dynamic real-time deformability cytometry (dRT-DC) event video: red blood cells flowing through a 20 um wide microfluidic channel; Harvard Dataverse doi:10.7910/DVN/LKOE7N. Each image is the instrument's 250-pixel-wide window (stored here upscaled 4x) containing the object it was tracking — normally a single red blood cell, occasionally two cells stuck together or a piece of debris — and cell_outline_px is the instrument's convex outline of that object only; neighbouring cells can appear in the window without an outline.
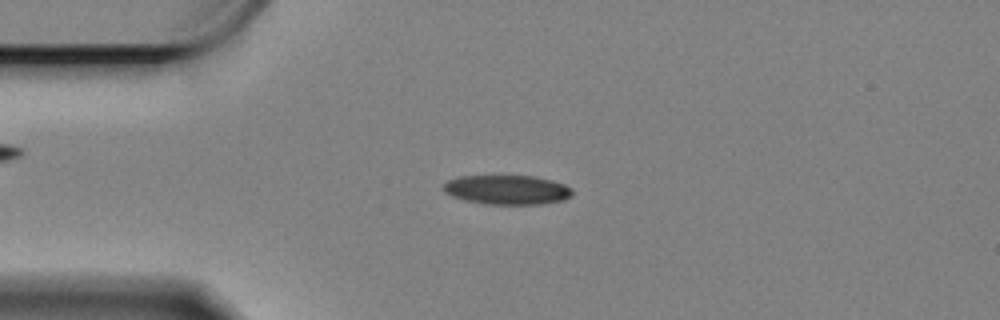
{"species": "Egyptian fruit bat (a non-hibernating species)", "species_latin": "Rousettus aegyptiacus", "temperature_condition": "cold", "stored_images_in_passage": 59, "camera_frame_rate_fps": 3000, "um_per_image_px": 0.085, "animal": {"sex": "female"}, "frame": {"image": 1, "passage_image": 13, "time_ms": 4.0, "image_size_px": [1000, 320], "cell_outline_px": [[572, 192], [564, 200], [540, 204], [484, 204], [452, 196], [444, 192], [444, 184], [448, 180], [460, 176], [532, 176], [552, 180], [564, 184], [572, 188]], "centroid_in_image_um": [43.1, 16.13], "position_along_channel_um": 41.9, "area_um2": 21.85}}
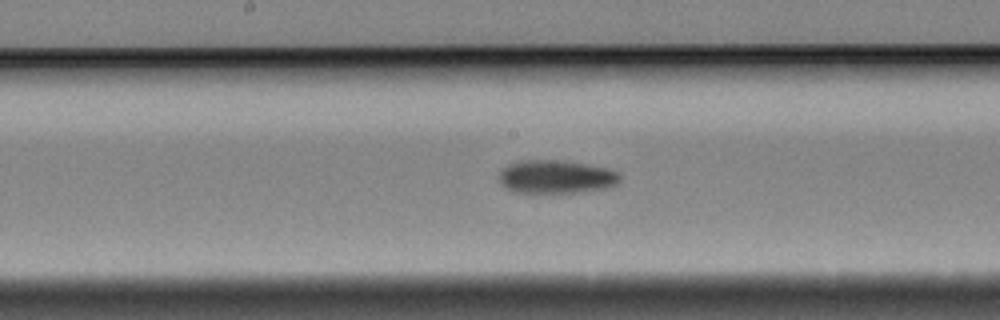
{"frame": {"image": 2, "passage_image": 29, "time_ms": 9.333, "image_size_px": [1000, 320], "cell_outline_px": [[620, 180], [612, 188], [576, 192], [512, 192], [500, 180], [500, 172], [508, 164], [524, 160], [556, 160], [584, 164], [608, 168], [616, 172], [620, 176]], "centroid_in_image_um": [47.31, 15.03], "position_along_channel_um": 200.9, "area_um2": 23.12}}
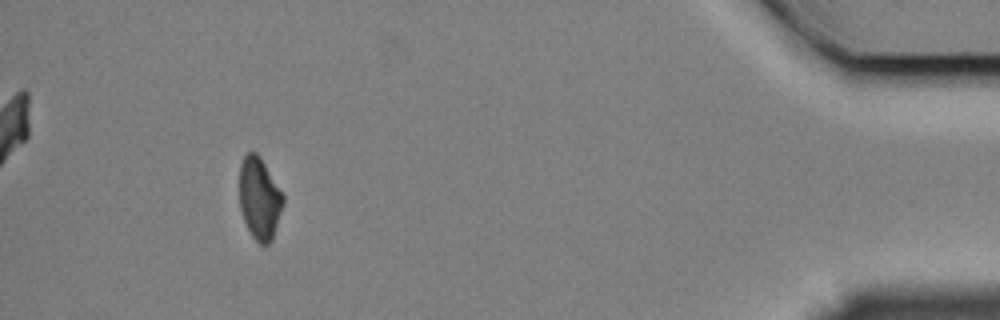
{"frame": {"image": 3, "passage_image": 54, "time_ms": 17.667, "image_size_px": [1000, 320], "cell_outline_px": [[284, 204], [272, 240], [264, 248], [252, 236], [244, 220], [240, 208], [240, 164], [244, 156], [248, 152], [256, 152], [260, 156], [284, 196]], "centroid_in_image_um": [22.06, 16.89], "position_along_channel_um": 413.1, "area_um2": 20.87}, "authors_computed_cell_mechanics": {"area_um2": 22.4264, "velocity_mm_per_s": 3.3205, "shape_relaxation_time_tau1_ms": 4.9521, "shape_relaxation_time_tau2_ms": 9.9939, "deformation_change_tau1": 0.1167, "deformation_change_tau2": 0.1435}}